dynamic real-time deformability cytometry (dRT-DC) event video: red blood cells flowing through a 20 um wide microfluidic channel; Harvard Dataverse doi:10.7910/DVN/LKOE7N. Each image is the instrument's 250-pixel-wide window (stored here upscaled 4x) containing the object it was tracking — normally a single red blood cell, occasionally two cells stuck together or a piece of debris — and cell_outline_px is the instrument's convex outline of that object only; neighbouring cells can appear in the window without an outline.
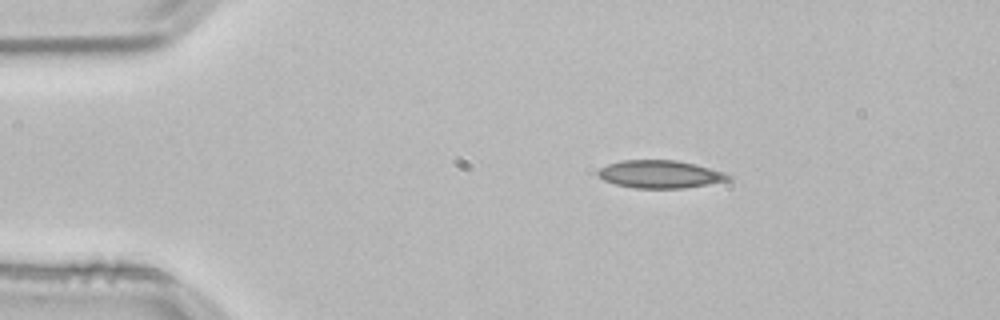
{"species": "common noctule bat (a hibernating species)", "species_latin": "Nyctalus noctula", "temperature_condition": "room temperature", "stored_images_in_passage": 44, "camera_frame_rate_fps": 3000, "um_per_image_px": 0.085, "animal": {"sex": "male", "body_mass_g": 21.5, "forearm_length_mm": 52.0}, "frame": {"image": 1, "passage_image": 1, "time_ms": 0.0, "image_size_px": [1000, 320], "cell_outline_px": [[732, 180], [684, 188], [636, 188], [616, 184], [604, 180], [596, 176], [596, 172], [600, 168], [608, 164], [620, 160], [676, 160], [696, 164], [724, 172], [732, 176]], "centroid_in_image_um": [56.11, 14.8], "position_along_channel_um": 28.9, "area_um2": 21.21}}
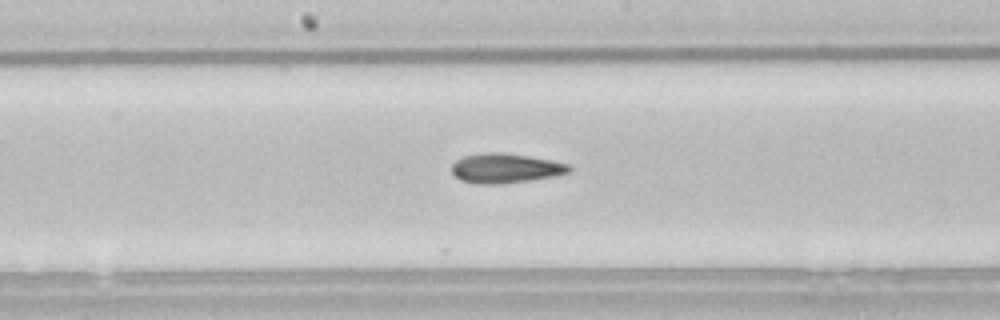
{"frame": {"image": 2, "passage_image": 19, "time_ms": 6.0, "image_size_px": [1000, 320], "cell_outline_px": [[572, 168], [568, 172], [556, 176], [500, 184], [476, 184], [460, 180], [452, 172], [452, 164], [456, 160], [464, 156], [484, 152], [496, 152], [528, 156], [552, 160], [568, 164]], "centroid_in_image_um": [42.94, 14.3], "position_along_channel_um": 205.3, "area_um2": 20.17}}
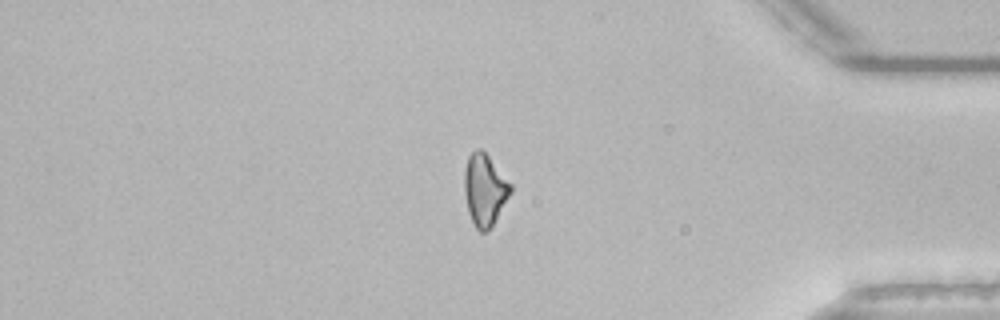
{"frame": {"image": 3, "passage_image": 36, "time_ms": 11.667, "image_size_px": [1000, 320], "cell_outline_px": [[512, 192], [488, 232], [480, 232], [476, 228], [468, 212], [464, 192], [464, 172], [468, 156], [476, 148], [480, 148], [488, 156], [512, 184]], "centroid_in_image_um": [41.2, 16.14], "position_along_channel_um": 394.0, "area_um2": 19.31}, "authors_computed_cell_mechanics": {"area_um2": 19.6809, "velocity_mm_per_s": 3.8508, "shape_relaxation_time_tau1_ms": null, "shape_relaxation_time_tau2_ms": 4.8518, "deformation_change_tau1": null, "deformation_change_tau2": 0.1299}}